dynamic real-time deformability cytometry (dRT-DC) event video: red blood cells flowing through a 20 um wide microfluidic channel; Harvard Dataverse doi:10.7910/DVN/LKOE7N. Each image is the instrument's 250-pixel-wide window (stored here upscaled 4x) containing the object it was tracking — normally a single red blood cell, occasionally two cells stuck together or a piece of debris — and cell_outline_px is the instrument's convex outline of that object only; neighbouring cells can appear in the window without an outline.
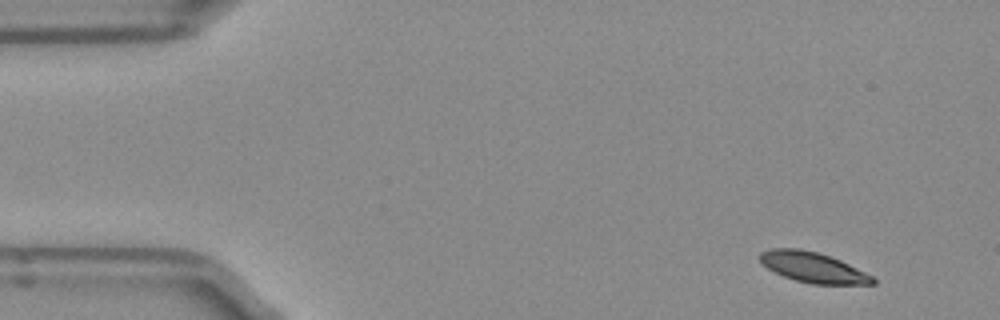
{"species": "Egyptian fruit bat (a non-hibernating species)", "species_latin": "Rousettus aegyptiacus", "temperature_condition": "room temperature", "stored_images_in_passage": 4, "camera_frame_rate_fps": 3000, "um_per_image_px": 0.085, "frame": {"image": 1, "passage_image": 1, "time_ms": 0.0, "image_size_px": [1000, 320], "cell_outline_px": [[876, 284], [812, 284], [796, 280], [784, 276], [760, 264], [760, 252], [768, 248], [800, 248], [816, 252], [840, 260], [872, 276], [876, 280]], "centroid_in_image_um": [69.07, 22.72], "position_along_channel_um": 15.9, "area_um2": 19.77}}